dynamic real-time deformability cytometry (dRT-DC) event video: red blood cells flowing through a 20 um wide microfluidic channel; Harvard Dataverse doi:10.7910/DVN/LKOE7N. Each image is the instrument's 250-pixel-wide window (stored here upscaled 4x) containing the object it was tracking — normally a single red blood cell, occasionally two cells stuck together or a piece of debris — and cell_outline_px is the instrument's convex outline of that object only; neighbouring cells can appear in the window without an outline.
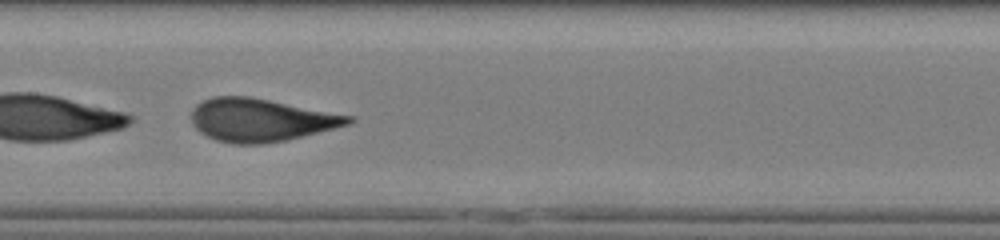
{"species": "human", "species_latin": "Homo sapiens", "temperature_condition": "cold", "stored_images_in_passage": 47, "camera_frame_rate_fps": 3000, "um_per_image_px": 0.085, "donor": {"sex": "male"}, "frame": {"image": 1, "passage_image": 23, "time_ms": 7.333, "image_size_px": [1000, 240], "cell_outline_px": [[356, 120], [352, 124], [284, 140], [260, 144], [232, 144], [216, 140], [200, 132], [192, 124], [192, 108], [196, 104], [212, 96], [252, 96], [356, 116]], "centroid_in_image_um": [22.2, 10.18], "position_along_channel_um": 185.2, "area_um2": 39.65}}
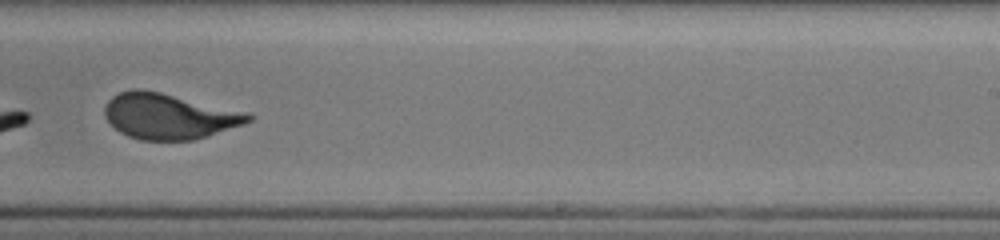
{"frame": {"image": 2, "passage_image": 30, "time_ms": 9.667, "image_size_px": [1000, 240], "cell_outline_px": [[256, 116], [252, 120], [244, 124], [208, 136], [192, 140], [140, 140], [128, 136], [120, 132], [104, 116], [104, 104], [112, 96], [120, 92], [132, 88], [144, 88], [252, 112]], "centroid_in_image_um": [14.41, 9.85], "position_along_channel_um": 274.6, "area_um2": 38.9}}
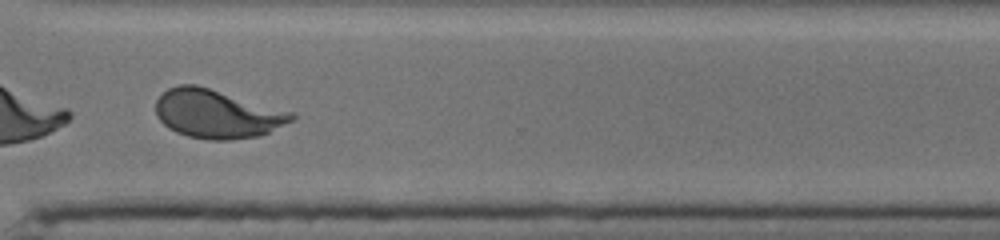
{"frame": {"image": 3, "passage_image": 36, "time_ms": 11.667, "image_size_px": [1000, 240], "cell_outline_px": [[296, 116], [292, 120], [260, 136], [232, 140], [208, 140], [188, 136], [176, 132], [168, 128], [156, 116], [156, 100], [168, 88], [180, 84], [196, 84], [296, 112]], "centroid_in_image_um": [18.46, 9.67], "position_along_channel_um": 352.1, "area_um2": 38.73}, "authors_computed_cell_mechanics": {"area_um2": 39.304, "velocity_mm_per_s": 3.8387, "shape_relaxation_time_tau1_ms": 1.5144, "shape_relaxation_time_tau2_ms": null, "deformation_change_tau1": 0.3173, "deformation_change_tau2": null}}